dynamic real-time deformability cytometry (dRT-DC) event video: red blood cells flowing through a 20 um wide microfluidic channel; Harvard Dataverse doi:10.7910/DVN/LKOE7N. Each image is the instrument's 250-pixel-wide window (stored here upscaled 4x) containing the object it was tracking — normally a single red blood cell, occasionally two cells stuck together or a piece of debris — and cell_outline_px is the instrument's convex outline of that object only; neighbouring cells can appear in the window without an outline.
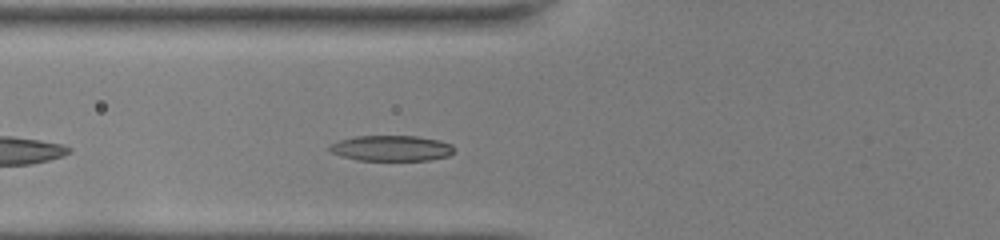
{"species": "common noctule bat (a hibernating species)", "species_latin": "Nyctalus noctula", "temperature_condition": "room temperature", "stored_images_in_passage": 36, "camera_frame_rate_fps": 3000, "um_per_image_px": 0.085, "animal": {"sex": "female", "body_mass_g": 22.0, "forearm_length_mm": 56.7}, "frame": {"image": 1, "passage_image": 6, "time_ms": 1.667, "image_size_px": [1000, 240], "cell_outline_px": [[456, 148], [448, 156], [428, 160], [356, 160], [340, 156], [328, 152], [328, 144], [340, 140], [356, 136], [416, 136], [440, 140], [452, 144]], "centroid_in_image_um": [33.23, 12.6], "position_along_channel_um": 92.6, "area_um2": 18.79}}
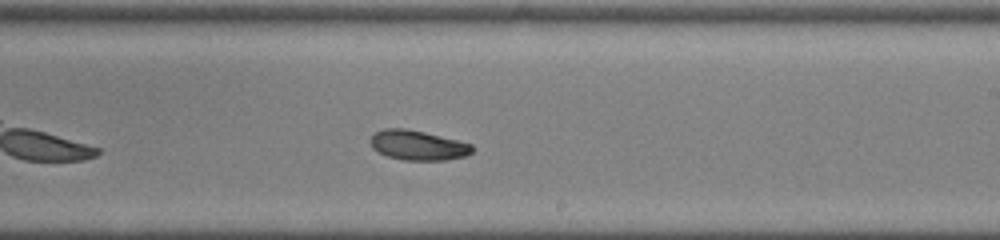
{"frame": {"image": 2, "passage_image": 18, "time_ms": 5.667, "image_size_px": [1000, 240], "cell_outline_px": [[472, 152], [464, 156], [444, 160], [404, 160], [388, 156], [372, 148], [368, 140], [376, 132], [384, 128], [404, 128], [424, 132], [472, 144]], "centroid_in_image_um": [35.48, 12.34], "position_along_channel_um": 253.5, "area_um2": 17.46}}
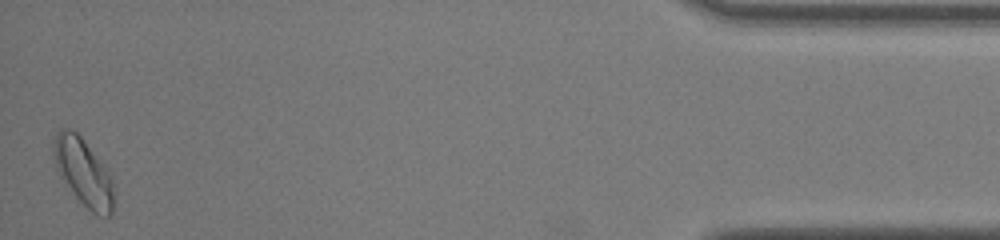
{"frame": {"image": 3, "passage_image": 36, "time_ms": 11.667, "image_size_px": [1000, 240], "cell_outline_px": [[116, 204], [112, 216], [96, 216], [76, 196], [60, 176], [56, 168], [52, 152], [52, 148], [56, 132], [60, 128], [68, 128], [76, 132], [80, 136], [108, 172], [112, 180]], "centroid_in_image_um": [7.1, 14.68], "position_along_channel_um": 428.1, "area_um2": 23.52}, "authors_computed_cell_mechanics": {"area_um2": 18.1492, "velocity_mm_per_s": 4.0299, "shape_relaxation_time_tau1_ms": 3.6266, "shape_relaxation_time_tau2_ms": 9.6088, "deformation_change_tau1": 0.1373, "deformation_change_tau2": 0.1519}}